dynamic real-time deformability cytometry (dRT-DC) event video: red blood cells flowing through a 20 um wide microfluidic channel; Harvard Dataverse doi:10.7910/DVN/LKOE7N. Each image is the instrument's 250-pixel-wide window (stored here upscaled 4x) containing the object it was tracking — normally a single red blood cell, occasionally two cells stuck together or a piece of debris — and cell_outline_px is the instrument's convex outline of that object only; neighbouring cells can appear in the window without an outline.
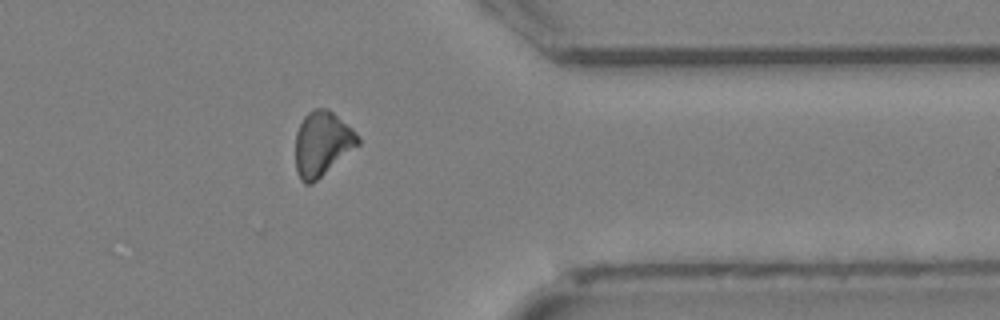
{"species": "Egyptian fruit bat (a non-hibernating species)", "species_latin": "Rousettus aegyptiacus", "temperature_condition": "cold", "stored_images_in_passage": 27, "camera_frame_rate_fps": 3000, "um_per_image_px": 0.085, "animal": {"sex": "female"}, "frame": {"image": 1, "passage_image": 21, "time_ms": 6.667, "image_size_px": [1000, 320], "cell_outline_px": [[360, 144], [312, 184], [304, 184], [300, 180], [296, 168], [296, 132], [304, 116], [308, 112], [316, 108], [328, 108], [352, 128], [360, 136]], "centroid_in_image_um": [27.39, 12.21], "position_along_channel_um": 384.0, "area_um2": 23.52}}
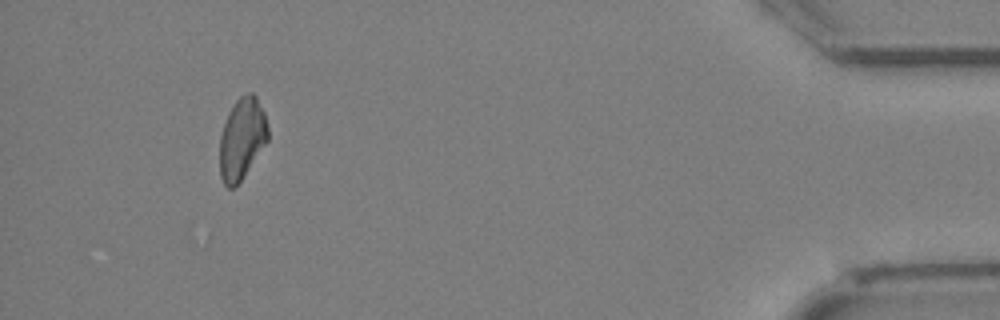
{"frame": {"image": 2, "passage_image": 25, "time_ms": 8.0, "image_size_px": [1000, 320], "cell_outline_px": [[268, 140], [244, 176], [232, 188], [228, 188], [224, 184], [220, 176], [220, 136], [228, 112], [236, 100], [240, 96], [248, 92], [252, 92], [256, 96], [264, 112], [268, 128]], "centroid_in_image_um": [20.56, 11.77], "position_along_channel_um": 414.6, "area_um2": 22.77}}